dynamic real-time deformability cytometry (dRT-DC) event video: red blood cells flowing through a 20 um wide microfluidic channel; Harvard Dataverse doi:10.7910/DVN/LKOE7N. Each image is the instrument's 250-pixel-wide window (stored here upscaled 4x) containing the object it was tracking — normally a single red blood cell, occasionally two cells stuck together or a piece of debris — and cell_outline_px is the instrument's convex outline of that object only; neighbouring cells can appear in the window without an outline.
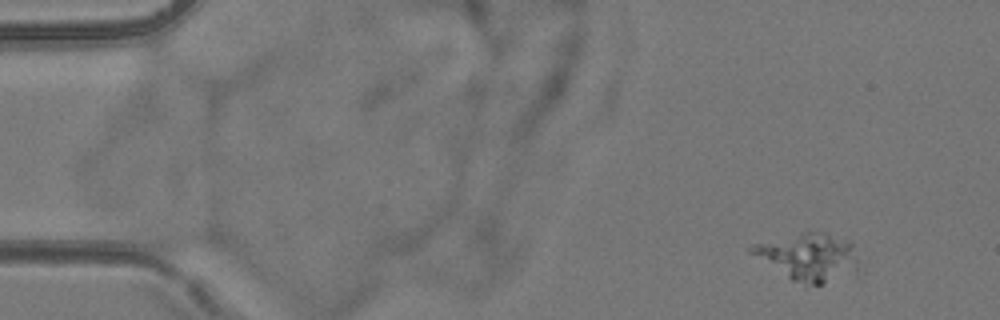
{"species": "common noctule bat (a hibernating species)", "species_latin": "Nyctalus noctula", "temperature_condition": "room temperature", "stored_images_in_passage": 5, "camera_frame_rate_fps": 3000, "um_per_image_px": 0.085, "animal": {"sex": "female", "body_mass_g": 24.6, "forearm_length_mm": 56.2}, "frame": {"image": 1, "passage_image": 2, "time_ms": 1.333, "image_size_px": [1000, 320], "cell_outline_px": [[864, 272], [856, 276], [804, 288], [748, 252], [748, 248], [752, 244], [804, 232], [824, 232], [852, 240], [864, 264]], "centroid_in_image_um": [68.92, 21.9], "position_along_channel_um": 16.1, "area_um2": 31.39}}